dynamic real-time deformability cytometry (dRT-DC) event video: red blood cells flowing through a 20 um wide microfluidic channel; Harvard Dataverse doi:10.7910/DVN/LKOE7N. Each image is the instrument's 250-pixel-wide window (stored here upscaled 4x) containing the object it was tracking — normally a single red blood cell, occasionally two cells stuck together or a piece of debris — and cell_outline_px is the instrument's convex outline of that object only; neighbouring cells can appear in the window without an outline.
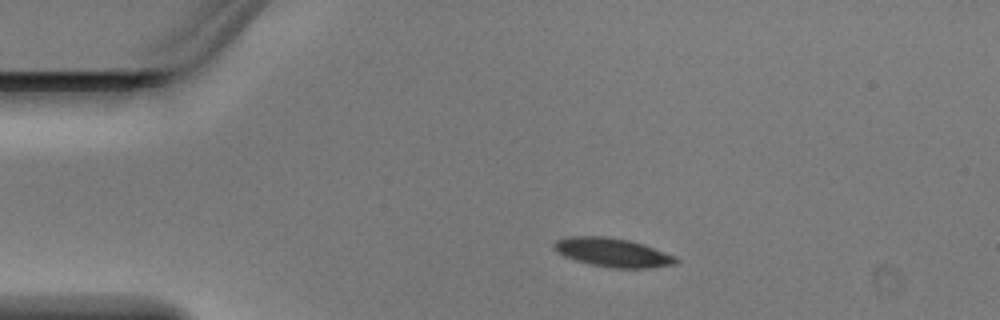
{"species": "Egyptian fruit bat (a non-hibernating species)", "species_latin": "Rousettus aegyptiacus", "temperature_condition": "warm", "stored_images_in_passage": 3, "camera_frame_rate_fps": 3000, "um_per_image_px": 0.085, "animal": {"sex": "male"}, "frame": {"image": 1, "passage_image": 2, "time_ms": 0.333, "image_size_px": [1000, 320], "cell_outline_px": [[680, 260], [676, 264], [648, 268], [612, 268], [592, 264], [576, 260], [564, 256], [556, 252], [552, 248], [552, 244], [556, 240], [568, 236], [608, 236], [628, 240], [644, 244], [676, 256]], "centroid_in_image_um": [52.07, 21.45], "position_along_channel_um": 32.9, "area_um2": 20.63}}